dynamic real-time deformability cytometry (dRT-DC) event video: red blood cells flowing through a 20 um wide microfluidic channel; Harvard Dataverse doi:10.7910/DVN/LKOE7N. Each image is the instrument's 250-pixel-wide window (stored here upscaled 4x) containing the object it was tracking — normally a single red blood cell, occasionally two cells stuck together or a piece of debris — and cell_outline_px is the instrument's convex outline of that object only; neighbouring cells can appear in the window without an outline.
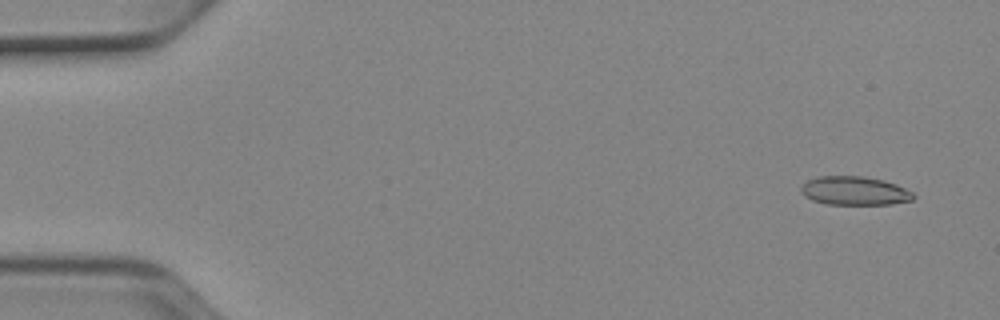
{"species": "Egyptian fruit bat (a non-hibernating species)", "species_latin": "Rousettus aegyptiacus", "temperature_condition": "cold", "stored_images_in_passage": 52, "camera_frame_rate_fps": 3000, "um_per_image_px": 0.085, "animal": {"sex": "female"}, "frame": {"image": 1, "passage_image": 3, "time_ms": 0.667, "image_size_px": [1000, 320], "cell_outline_px": [[916, 196], [912, 200], [892, 204], [828, 204], [812, 200], [804, 196], [800, 192], [800, 188], [808, 180], [816, 176], [864, 176], [884, 180], [896, 184], [912, 192]], "centroid_in_image_um": [72.63, 16.21], "position_along_channel_um": 12.4, "area_um2": 18.84}}
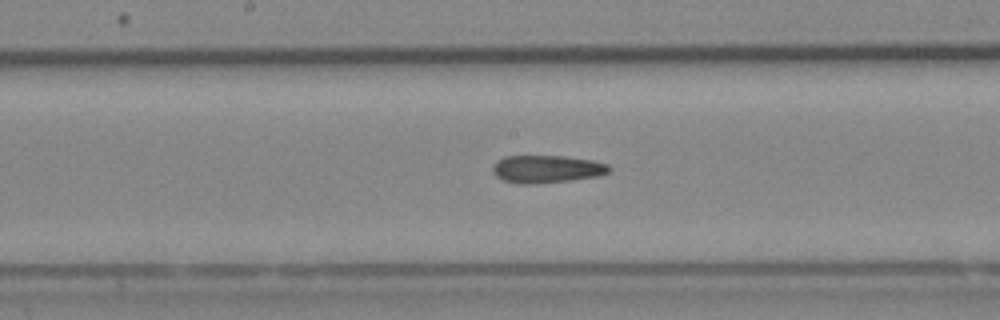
{"frame": {"image": 2, "passage_image": 27, "time_ms": 8.667, "image_size_px": [1000, 320], "cell_outline_px": [[612, 168], [608, 172], [600, 176], [572, 180], [536, 184], [520, 184], [500, 180], [492, 172], [492, 164], [496, 160], [504, 156], [564, 156], [592, 160], [608, 164]], "centroid_in_image_um": [46.44, 14.37], "position_along_channel_um": 201.8, "area_um2": 19.13}}
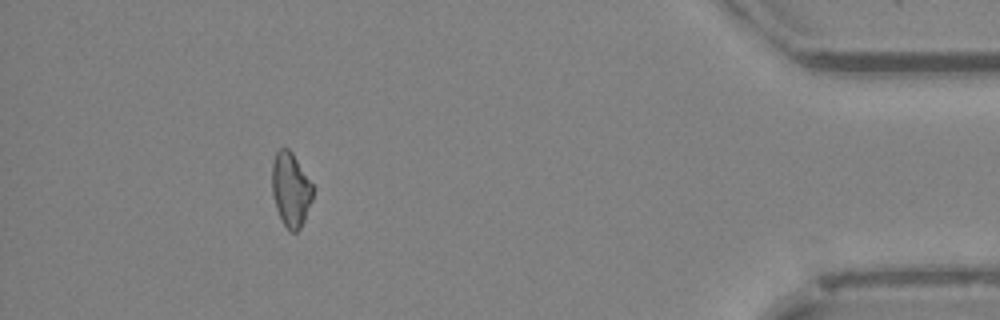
{"frame": {"image": 3, "passage_image": 47, "time_ms": 15.333, "image_size_px": [1000, 320], "cell_outline_px": [[312, 200], [304, 220], [300, 228], [296, 232], [288, 232], [276, 208], [272, 192], [272, 164], [276, 152], [280, 148], [288, 148], [292, 152], [312, 184]], "centroid_in_image_um": [24.7, 16.12], "position_along_channel_um": 410.5, "area_um2": 17.46}, "authors_computed_cell_mechanics": {"area_um2": 18.8717, "velocity_mm_per_s": 3.9361, "shape_relaxation_time_tau1_ms": null, "shape_relaxation_time_tau2_ms": 7.3062, "deformation_change_tau1": null, "deformation_change_tau2": 0.1761}}